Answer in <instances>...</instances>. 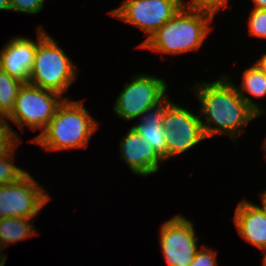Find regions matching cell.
Here are the masks:
<instances>
[{
	"mask_svg": "<svg viewBox=\"0 0 266 266\" xmlns=\"http://www.w3.org/2000/svg\"><path fill=\"white\" fill-rule=\"evenodd\" d=\"M229 80L227 76H222L212 83L196 85L195 95L202 107L199 116L205 115L207 122L201 120L206 138L228 132L233 140L237 139L242 127L260 116L242 99L236 86ZM212 122L215 127L211 125Z\"/></svg>",
	"mask_w": 266,
	"mask_h": 266,
	"instance_id": "1",
	"label": "cell"
},
{
	"mask_svg": "<svg viewBox=\"0 0 266 266\" xmlns=\"http://www.w3.org/2000/svg\"><path fill=\"white\" fill-rule=\"evenodd\" d=\"M98 128L80 101L64 98L55 116L33 140L47 151L86 148Z\"/></svg>",
	"mask_w": 266,
	"mask_h": 266,
	"instance_id": "2",
	"label": "cell"
},
{
	"mask_svg": "<svg viewBox=\"0 0 266 266\" xmlns=\"http://www.w3.org/2000/svg\"><path fill=\"white\" fill-rule=\"evenodd\" d=\"M213 16L184 6L164 23L141 48L167 54L199 50L207 37Z\"/></svg>",
	"mask_w": 266,
	"mask_h": 266,
	"instance_id": "3",
	"label": "cell"
},
{
	"mask_svg": "<svg viewBox=\"0 0 266 266\" xmlns=\"http://www.w3.org/2000/svg\"><path fill=\"white\" fill-rule=\"evenodd\" d=\"M38 46L29 84L60 94L66 93L77 76L71 59L43 28H37Z\"/></svg>",
	"mask_w": 266,
	"mask_h": 266,
	"instance_id": "4",
	"label": "cell"
},
{
	"mask_svg": "<svg viewBox=\"0 0 266 266\" xmlns=\"http://www.w3.org/2000/svg\"><path fill=\"white\" fill-rule=\"evenodd\" d=\"M62 96L31 84H23L20 88L14 110L7 118L20 128L27 125L31 129H45L55 116L58 106L63 102Z\"/></svg>",
	"mask_w": 266,
	"mask_h": 266,
	"instance_id": "5",
	"label": "cell"
},
{
	"mask_svg": "<svg viewBox=\"0 0 266 266\" xmlns=\"http://www.w3.org/2000/svg\"><path fill=\"white\" fill-rule=\"evenodd\" d=\"M110 15L145 31L149 38L183 6V0H125Z\"/></svg>",
	"mask_w": 266,
	"mask_h": 266,
	"instance_id": "6",
	"label": "cell"
},
{
	"mask_svg": "<svg viewBox=\"0 0 266 266\" xmlns=\"http://www.w3.org/2000/svg\"><path fill=\"white\" fill-rule=\"evenodd\" d=\"M166 90L167 84L162 78L138 74L130 83L125 84L113 111L126 121L140 118L149 107L159 104L167 97Z\"/></svg>",
	"mask_w": 266,
	"mask_h": 266,
	"instance_id": "7",
	"label": "cell"
},
{
	"mask_svg": "<svg viewBox=\"0 0 266 266\" xmlns=\"http://www.w3.org/2000/svg\"><path fill=\"white\" fill-rule=\"evenodd\" d=\"M45 192L28 172L13 183L0 186V218H34L51 198Z\"/></svg>",
	"mask_w": 266,
	"mask_h": 266,
	"instance_id": "8",
	"label": "cell"
},
{
	"mask_svg": "<svg viewBox=\"0 0 266 266\" xmlns=\"http://www.w3.org/2000/svg\"><path fill=\"white\" fill-rule=\"evenodd\" d=\"M162 125L166 136L167 159L181 155L207 139L200 116L174 103L167 109Z\"/></svg>",
	"mask_w": 266,
	"mask_h": 266,
	"instance_id": "9",
	"label": "cell"
},
{
	"mask_svg": "<svg viewBox=\"0 0 266 266\" xmlns=\"http://www.w3.org/2000/svg\"><path fill=\"white\" fill-rule=\"evenodd\" d=\"M160 230V246L168 266H189L198 250L192 222L178 214Z\"/></svg>",
	"mask_w": 266,
	"mask_h": 266,
	"instance_id": "10",
	"label": "cell"
},
{
	"mask_svg": "<svg viewBox=\"0 0 266 266\" xmlns=\"http://www.w3.org/2000/svg\"><path fill=\"white\" fill-rule=\"evenodd\" d=\"M121 158L125 160L133 173L148 176L157 173L160 162L164 161L149 142L131 127L120 141Z\"/></svg>",
	"mask_w": 266,
	"mask_h": 266,
	"instance_id": "11",
	"label": "cell"
},
{
	"mask_svg": "<svg viewBox=\"0 0 266 266\" xmlns=\"http://www.w3.org/2000/svg\"><path fill=\"white\" fill-rule=\"evenodd\" d=\"M38 42L17 36L13 37L0 52V68L11 77L29 84Z\"/></svg>",
	"mask_w": 266,
	"mask_h": 266,
	"instance_id": "12",
	"label": "cell"
},
{
	"mask_svg": "<svg viewBox=\"0 0 266 266\" xmlns=\"http://www.w3.org/2000/svg\"><path fill=\"white\" fill-rule=\"evenodd\" d=\"M233 220L245 241L259 249L266 247V213L261 206L243 200L239 202Z\"/></svg>",
	"mask_w": 266,
	"mask_h": 266,
	"instance_id": "13",
	"label": "cell"
},
{
	"mask_svg": "<svg viewBox=\"0 0 266 266\" xmlns=\"http://www.w3.org/2000/svg\"><path fill=\"white\" fill-rule=\"evenodd\" d=\"M173 104L166 97L159 104L149 107L142 115L139 124L133 126L141 138H144L157 154L167 160V145L162 125L167 109Z\"/></svg>",
	"mask_w": 266,
	"mask_h": 266,
	"instance_id": "14",
	"label": "cell"
},
{
	"mask_svg": "<svg viewBox=\"0 0 266 266\" xmlns=\"http://www.w3.org/2000/svg\"><path fill=\"white\" fill-rule=\"evenodd\" d=\"M242 83L240 87H236L238 94L249 104L259 115L264 114V109L255 104L246 93L254 96V98L266 96V74L255 63L250 68L244 70L242 74ZM264 111V112H263Z\"/></svg>",
	"mask_w": 266,
	"mask_h": 266,
	"instance_id": "15",
	"label": "cell"
},
{
	"mask_svg": "<svg viewBox=\"0 0 266 266\" xmlns=\"http://www.w3.org/2000/svg\"><path fill=\"white\" fill-rule=\"evenodd\" d=\"M32 218L4 217L0 218V245L16 243L26 238L37 235L32 223Z\"/></svg>",
	"mask_w": 266,
	"mask_h": 266,
	"instance_id": "16",
	"label": "cell"
},
{
	"mask_svg": "<svg viewBox=\"0 0 266 266\" xmlns=\"http://www.w3.org/2000/svg\"><path fill=\"white\" fill-rule=\"evenodd\" d=\"M23 84L0 68V118L7 120L12 114L18 92Z\"/></svg>",
	"mask_w": 266,
	"mask_h": 266,
	"instance_id": "17",
	"label": "cell"
},
{
	"mask_svg": "<svg viewBox=\"0 0 266 266\" xmlns=\"http://www.w3.org/2000/svg\"><path fill=\"white\" fill-rule=\"evenodd\" d=\"M16 140L6 151L0 153V186L13 183L20 179L27 171L12 163L17 144Z\"/></svg>",
	"mask_w": 266,
	"mask_h": 266,
	"instance_id": "18",
	"label": "cell"
},
{
	"mask_svg": "<svg viewBox=\"0 0 266 266\" xmlns=\"http://www.w3.org/2000/svg\"><path fill=\"white\" fill-rule=\"evenodd\" d=\"M250 36L266 39V9H256L251 11L248 19Z\"/></svg>",
	"mask_w": 266,
	"mask_h": 266,
	"instance_id": "19",
	"label": "cell"
},
{
	"mask_svg": "<svg viewBox=\"0 0 266 266\" xmlns=\"http://www.w3.org/2000/svg\"><path fill=\"white\" fill-rule=\"evenodd\" d=\"M227 1L228 0H191L187 5L183 2V6L188 9L209 13L214 17L222 7H224V9L226 8Z\"/></svg>",
	"mask_w": 266,
	"mask_h": 266,
	"instance_id": "20",
	"label": "cell"
},
{
	"mask_svg": "<svg viewBox=\"0 0 266 266\" xmlns=\"http://www.w3.org/2000/svg\"><path fill=\"white\" fill-rule=\"evenodd\" d=\"M45 0H10V10L36 14L43 9Z\"/></svg>",
	"mask_w": 266,
	"mask_h": 266,
	"instance_id": "21",
	"label": "cell"
},
{
	"mask_svg": "<svg viewBox=\"0 0 266 266\" xmlns=\"http://www.w3.org/2000/svg\"><path fill=\"white\" fill-rule=\"evenodd\" d=\"M20 137L10 127L8 120L0 118V153L6 151Z\"/></svg>",
	"mask_w": 266,
	"mask_h": 266,
	"instance_id": "22",
	"label": "cell"
},
{
	"mask_svg": "<svg viewBox=\"0 0 266 266\" xmlns=\"http://www.w3.org/2000/svg\"><path fill=\"white\" fill-rule=\"evenodd\" d=\"M216 256L215 251L202 247L197 250L194 260L189 266H217Z\"/></svg>",
	"mask_w": 266,
	"mask_h": 266,
	"instance_id": "23",
	"label": "cell"
},
{
	"mask_svg": "<svg viewBox=\"0 0 266 266\" xmlns=\"http://www.w3.org/2000/svg\"><path fill=\"white\" fill-rule=\"evenodd\" d=\"M260 69L266 74V53L256 62Z\"/></svg>",
	"mask_w": 266,
	"mask_h": 266,
	"instance_id": "24",
	"label": "cell"
},
{
	"mask_svg": "<svg viewBox=\"0 0 266 266\" xmlns=\"http://www.w3.org/2000/svg\"><path fill=\"white\" fill-rule=\"evenodd\" d=\"M254 3V8L256 9H266V0H252Z\"/></svg>",
	"mask_w": 266,
	"mask_h": 266,
	"instance_id": "25",
	"label": "cell"
},
{
	"mask_svg": "<svg viewBox=\"0 0 266 266\" xmlns=\"http://www.w3.org/2000/svg\"><path fill=\"white\" fill-rule=\"evenodd\" d=\"M0 10H10V0H0Z\"/></svg>",
	"mask_w": 266,
	"mask_h": 266,
	"instance_id": "26",
	"label": "cell"
},
{
	"mask_svg": "<svg viewBox=\"0 0 266 266\" xmlns=\"http://www.w3.org/2000/svg\"><path fill=\"white\" fill-rule=\"evenodd\" d=\"M261 199H262V208L264 209L266 213V191L264 193H260Z\"/></svg>",
	"mask_w": 266,
	"mask_h": 266,
	"instance_id": "27",
	"label": "cell"
},
{
	"mask_svg": "<svg viewBox=\"0 0 266 266\" xmlns=\"http://www.w3.org/2000/svg\"><path fill=\"white\" fill-rule=\"evenodd\" d=\"M263 252V254H265L264 258H263V266H266V247L261 249Z\"/></svg>",
	"mask_w": 266,
	"mask_h": 266,
	"instance_id": "28",
	"label": "cell"
},
{
	"mask_svg": "<svg viewBox=\"0 0 266 266\" xmlns=\"http://www.w3.org/2000/svg\"><path fill=\"white\" fill-rule=\"evenodd\" d=\"M1 250H2V247L0 245V259H6V254L3 255V252Z\"/></svg>",
	"mask_w": 266,
	"mask_h": 266,
	"instance_id": "29",
	"label": "cell"
},
{
	"mask_svg": "<svg viewBox=\"0 0 266 266\" xmlns=\"http://www.w3.org/2000/svg\"><path fill=\"white\" fill-rule=\"evenodd\" d=\"M262 145H263V148H264V150L266 152V141Z\"/></svg>",
	"mask_w": 266,
	"mask_h": 266,
	"instance_id": "30",
	"label": "cell"
},
{
	"mask_svg": "<svg viewBox=\"0 0 266 266\" xmlns=\"http://www.w3.org/2000/svg\"><path fill=\"white\" fill-rule=\"evenodd\" d=\"M4 261H6V259H0V264H1L2 262H4Z\"/></svg>",
	"mask_w": 266,
	"mask_h": 266,
	"instance_id": "31",
	"label": "cell"
},
{
	"mask_svg": "<svg viewBox=\"0 0 266 266\" xmlns=\"http://www.w3.org/2000/svg\"><path fill=\"white\" fill-rule=\"evenodd\" d=\"M5 262H6V261L2 262V263L0 264V266H5Z\"/></svg>",
	"mask_w": 266,
	"mask_h": 266,
	"instance_id": "32",
	"label": "cell"
}]
</instances>
